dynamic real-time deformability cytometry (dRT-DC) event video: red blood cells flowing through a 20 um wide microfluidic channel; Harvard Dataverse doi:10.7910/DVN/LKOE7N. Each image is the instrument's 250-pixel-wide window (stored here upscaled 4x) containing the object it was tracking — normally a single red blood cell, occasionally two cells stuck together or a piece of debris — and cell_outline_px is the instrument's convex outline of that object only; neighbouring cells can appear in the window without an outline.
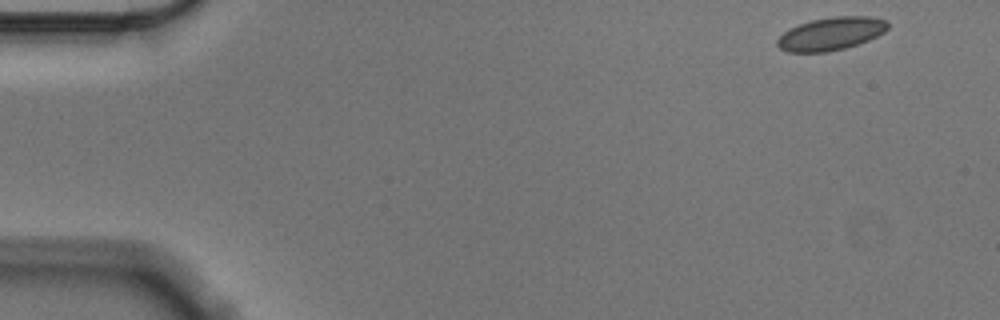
{"species": "Egyptian fruit bat (a non-hibernating species)", "species_latin": "Rousettus aegyptiacus", "temperature_condition": "cold", "stored_images_in_passage": 54, "camera_frame_rate_fps": 3000, "um_per_image_px": 0.085, "animal": {"sex": "male"}, "frame": {"image": 1, "passage_image": 1, "time_ms": 0.0, "image_size_px": [1000, 320], "cell_outline_px": [[888, 28], [884, 32], [868, 40], [844, 48], [828, 52], [788, 52], [780, 48], [776, 44], [776, 40], [788, 28], [812, 20], [832, 16], [872, 16], [884, 20], [888, 24]], "centroid_in_image_um": [70.61, 2.86], "position_along_channel_um": 14.4, "area_um2": 21.15}}
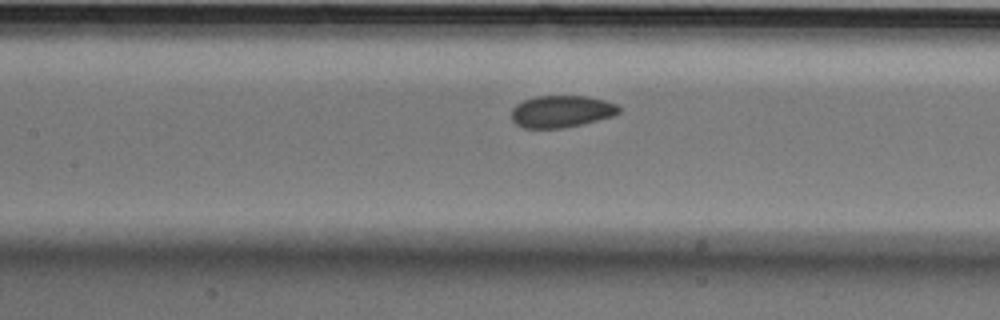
{"frame": {"image": 2, "passage_image": 23, "time_ms": 7.333, "image_size_px": [1000, 320], "cell_outline_px": [[620, 112], [612, 116], [564, 128], [524, 128], [516, 124], [512, 120], [512, 108], [516, 104], [524, 100], [536, 96], [584, 96], [604, 100], [616, 104], [620, 108]], "centroid_in_image_um": [47.69, 9.47], "position_along_channel_um": 159.7, "area_um2": 19.88}}
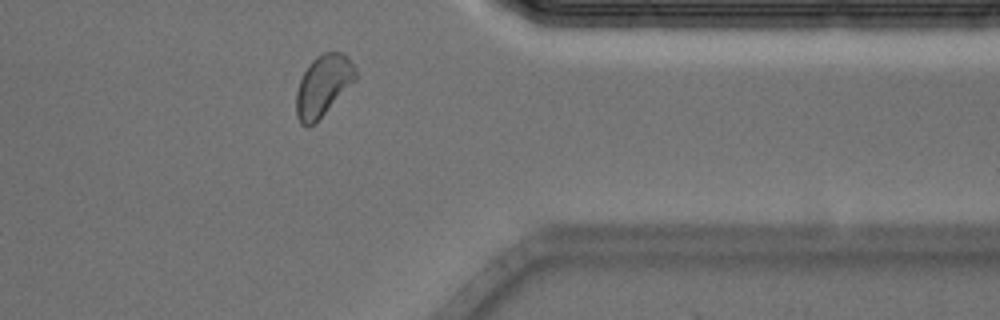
{"frame": {"image": 3, "passage_image": 43, "time_ms": 14.0, "image_size_px": [1000, 320], "cell_outline_px": [[356, 80], [312, 124], [300, 124], [296, 116], [296, 92], [300, 80], [308, 64], [316, 56], [324, 52], [340, 52], [348, 56], [356, 68]], "centroid_in_image_um": [27.46, 7.21], "position_along_channel_um": 383.9, "area_um2": 20.69}, "authors_computed_cell_mechanics": {"area_um2": 20.9236, "velocity_mm_per_s": 3.517, "shape_relaxation_time_tau1_ms": 2.8492, "shape_relaxation_time_tau2_ms": 1.7215, "deformation_change_tau1": 0.0618, "deformation_change_tau2": 0.0555}}